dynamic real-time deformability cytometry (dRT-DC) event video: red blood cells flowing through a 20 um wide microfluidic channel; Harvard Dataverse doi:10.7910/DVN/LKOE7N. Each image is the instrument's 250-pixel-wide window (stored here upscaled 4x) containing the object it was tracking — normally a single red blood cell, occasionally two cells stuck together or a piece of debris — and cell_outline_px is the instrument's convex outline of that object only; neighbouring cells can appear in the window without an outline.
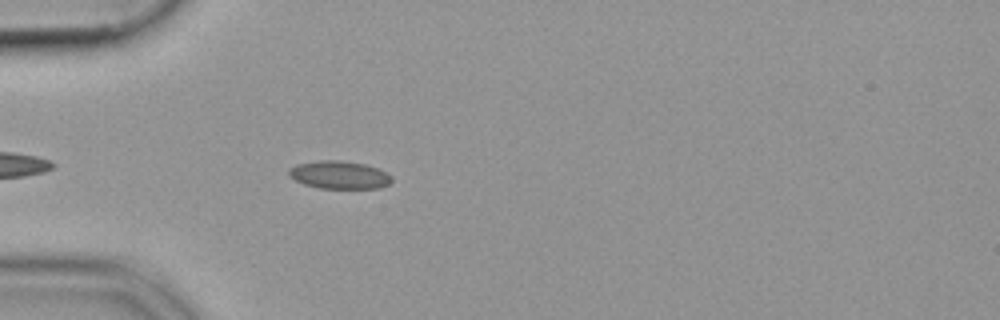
{"species": "common noctule bat (a hibernating species)", "species_latin": "Nyctalus noctula", "temperature_condition": "cold", "stored_images_in_passage": 42, "camera_frame_rate_fps": 3000, "um_per_image_px": 0.085, "animal": {"sex": "female", "body_mass_g": 19.9}, "frame": {"image": 1, "passage_image": 5, "time_ms": 1.333, "image_size_px": [1000, 320], "cell_outline_px": [[392, 180], [388, 184], [380, 188], [320, 188], [304, 184], [288, 176], [288, 168], [296, 164], [320, 160], [336, 160], [364, 164], [376, 168], [392, 176]], "centroid_in_image_um": [28.8, 14.86], "position_along_channel_um": 56.2, "area_um2": 16.59}}
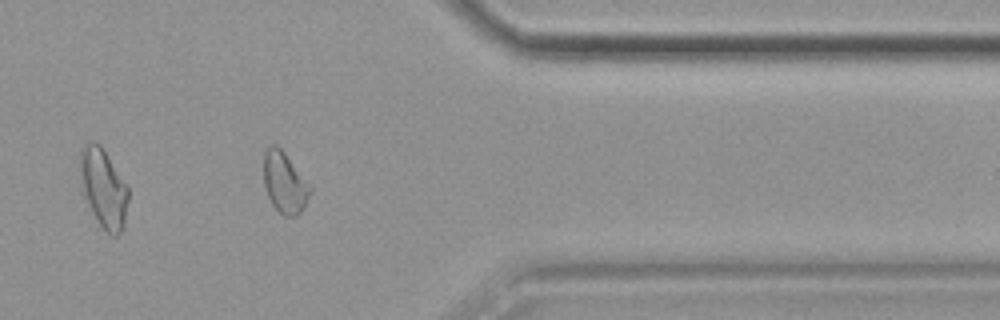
{"frame": {"image": 2, "passage_image": 33, "time_ms": 10.667, "image_size_px": [1000, 320], "cell_outline_px": [[312, 192], [300, 212], [296, 216], [284, 216], [272, 204], [268, 196], [264, 184], [264, 152], [272, 144], [276, 144], [284, 152], [312, 188]], "centroid_in_image_um": [24.19, 15.53], "position_along_channel_um": 387.2, "area_um2": 16.24}}
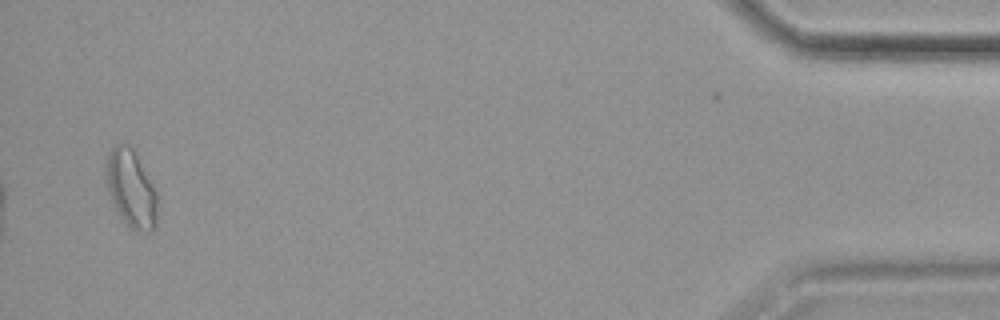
{"frame": {"image": 3, "passage_image": 41, "time_ms": 13.333, "image_size_px": [1000, 320], "cell_outline_px": [[156, 228], [148, 232], [136, 232], [128, 228], [112, 204], [104, 180], [104, 160], [112, 148], [116, 144], [128, 144], [132, 148], [156, 188]], "centroid_in_image_um": [11.1, 16.05], "position_along_channel_um": 424.1, "area_um2": 23.81}}